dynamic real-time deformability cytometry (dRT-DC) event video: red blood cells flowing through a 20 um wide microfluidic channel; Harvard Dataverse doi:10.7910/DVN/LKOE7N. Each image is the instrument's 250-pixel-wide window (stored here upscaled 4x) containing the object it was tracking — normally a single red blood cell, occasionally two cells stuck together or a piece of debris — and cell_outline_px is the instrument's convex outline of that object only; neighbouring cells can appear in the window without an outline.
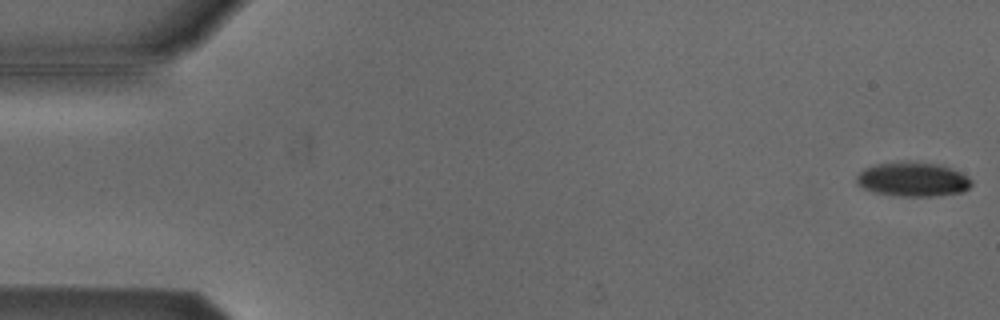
{"species": "Egyptian fruit bat (a non-hibernating species)", "species_latin": "Rousettus aegyptiacus", "temperature_condition": "cold", "stored_images_in_passage": 20, "camera_frame_rate_fps": 3000, "um_per_image_px": 0.085, "animal": {"sex": "male"}, "frame": {"image": 1, "passage_image": 1, "time_ms": 0.0, "image_size_px": [1000, 320], "cell_outline_px": [[972, 184], [964, 192], [932, 196], [896, 196], [872, 192], [856, 184], [856, 176], [864, 168], [876, 164], [904, 160], [908, 160], [936, 164], [960, 172], [968, 176], [972, 180]], "centroid_in_image_um": [77.56, 15.24], "position_along_channel_um": 7.4, "area_um2": 23.24}}
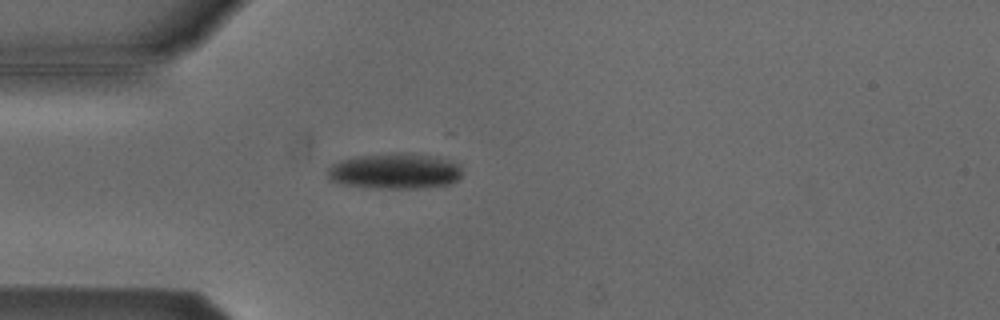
{"frame": {"image": 2, "passage_image": 15, "time_ms": 4.667, "image_size_px": [1000, 320], "cell_outline_px": [[460, 176], [456, 180], [448, 184], [424, 188], [380, 188], [344, 184], [328, 180], [328, 168], [332, 164], [340, 160], [360, 156], [396, 152], [404, 152], [440, 156], [460, 164]], "centroid_in_image_um": [33.59, 14.52], "position_along_channel_um": 51.4, "area_um2": 28.09}}
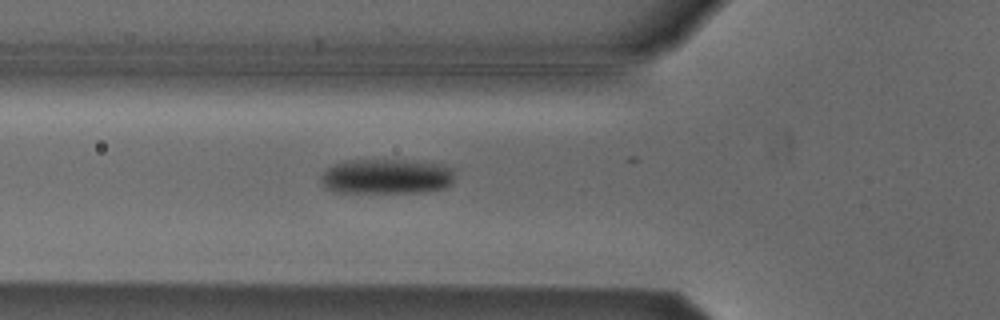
{"frame": {"image": 3, "passage_image": 19, "time_ms": 6.0, "image_size_px": [1000, 320], "cell_outline_px": [[452, 184], [444, 188], [428, 192], [332, 192], [320, 180], [320, 176], [328, 168], [336, 164], [348, 160], [404, 160], [440, 164], [452, 168]], "centroid_in_image_um": [32.86, 15.0], "position_along_channel_um": 92.9, "area_um2": 27.17}}